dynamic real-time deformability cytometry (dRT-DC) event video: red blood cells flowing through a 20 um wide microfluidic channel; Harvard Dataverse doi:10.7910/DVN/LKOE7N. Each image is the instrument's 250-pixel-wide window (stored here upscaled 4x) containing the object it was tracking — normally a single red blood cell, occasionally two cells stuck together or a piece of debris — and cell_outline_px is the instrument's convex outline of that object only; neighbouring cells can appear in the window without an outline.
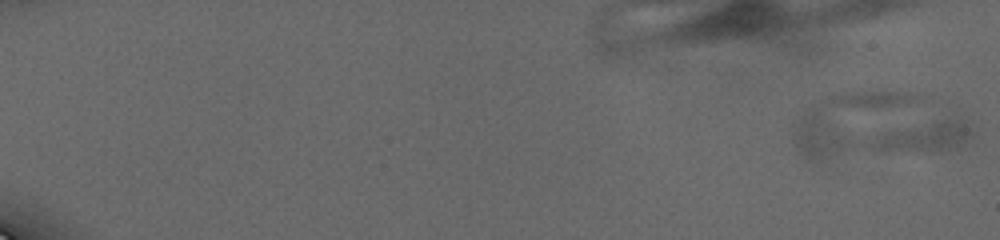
{"species": "human", "species_latin": "Homo sapiens", "temperature_condition": "cold", "stored_images_in_passage": 9, "camera_frame_rate_fps": 3000, "um_per_image_px": 0.085, "donor": {"sex": "male"}, "frame": {"image": 1, "passage_image": 1, "time_ms": 0.0, "image_size_px": [1000, 240], "cell_outline_px": [[972, 136], [956, 148], [932, 152], [812, 168], [804, 160], [792, 140], [792, 128], [796, 120], [808, 108], [816, 108], [964, 120], [972, 132]], "centroid_in_image_um": [74.07, 11.56], "position_along_channel_um": 10.9, "area_um2": 54.74}}